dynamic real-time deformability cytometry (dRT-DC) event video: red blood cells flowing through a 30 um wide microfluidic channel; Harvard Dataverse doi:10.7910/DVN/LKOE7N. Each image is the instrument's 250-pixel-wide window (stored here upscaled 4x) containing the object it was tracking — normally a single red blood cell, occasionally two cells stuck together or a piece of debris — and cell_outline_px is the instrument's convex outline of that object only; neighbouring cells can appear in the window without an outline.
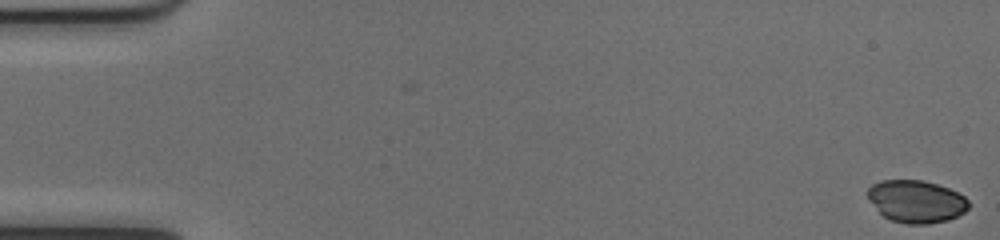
{"species": "common noctule bat (a hibernating species)", "species_latin": "Nyctalus noctula", "temperature_condition": "cold", "stored_images_in_passage": 52, "camera_frame_rate_fps": 3000, "um_per_image_px": 0.085, "animal": {"sex": "female", "body_mass_g": 17.0, "forearm_length_mm": 48.0}, "frame": {"image": 1, "passage_image": 1, "time_ms": 0.0, "image_size_px": [1000, 240], "cell_outline_px": [[968, 208], [964, 212], [948, 220], [928, 224], [908, 224], [892, 220], [884, 216], [868, 200], [868, 188], [872, 184], [880, 180], [920, 180], [936, 184], [948, 188], [964, 196], [968, 200]], "centroid_in_image_um": [77.86, 17.12], "position_along_channel_um": 7.1, "area_um2": 24.8}}
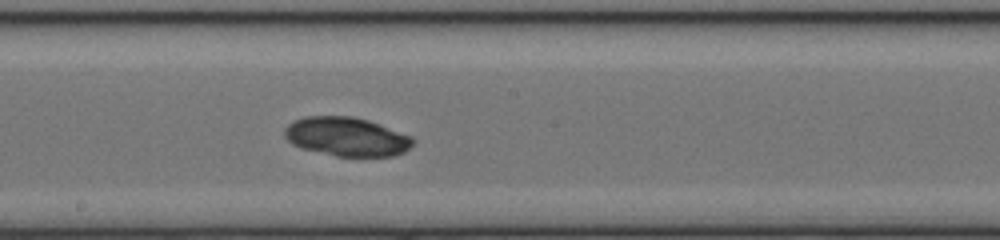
{"frame": {"image": 2, "passage_image": 29, "time_ms": 9.333, "image_size_px": [1000, 240], "cell_outline_px": [[416, 140], [404, 152], [392, 156], [336, 156], [304, 148], [292, 144], [284, 136], [284, 128], [288, 124], [304, 116], [352, 116], [368, 120], [412, 136]], "centroid_in_image_um": [29.47, 11.61], "position_along_channel_um": 218.7, "area_um2": 28.96}}
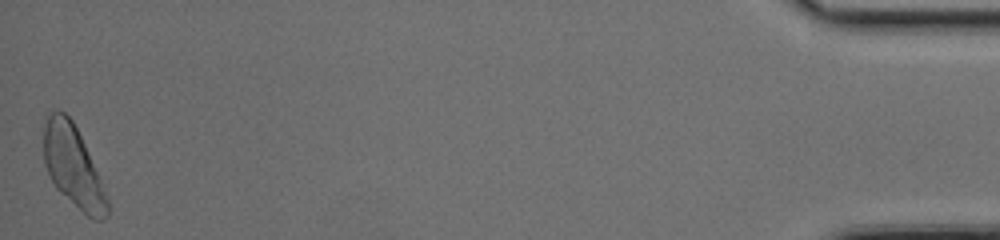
{"frame": {"image": 3, "passage_image": 52, "time_ms": 17.0, "image_size_px": [1000, 240], "cell_outline_px": [[108, 216], [100, 220], [92, 220], [60, 192], [56, 188], [44, 164], [44, 116], [48, 112], [56, 108], [64, 112], [72, 120], [88, 152], [108, 200]], "centroid_in_image_um": [6.17, 14.11], "position_along_channel_um": 429.0, "area_um2": 29.82}}